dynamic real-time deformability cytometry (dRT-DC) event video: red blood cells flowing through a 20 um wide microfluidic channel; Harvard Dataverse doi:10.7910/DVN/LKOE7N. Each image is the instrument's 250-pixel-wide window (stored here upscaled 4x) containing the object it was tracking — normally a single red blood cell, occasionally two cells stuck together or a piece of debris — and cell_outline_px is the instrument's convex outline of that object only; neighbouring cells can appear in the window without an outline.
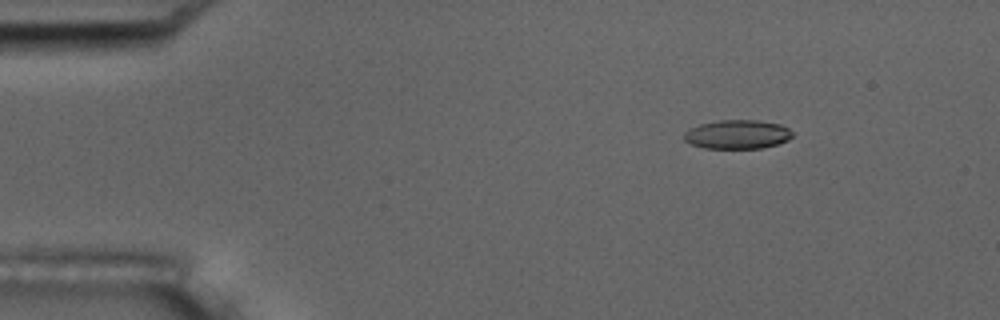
{"species": "common noctule bat (a hibernating species)", "species_latin": "Nyctalus noctula", "temperature_condition": "room temperature", "stored_images_in_passage": 7, "camera_frame_rate_fps": 3000, "um_per_image_px": 0.085, "animal": {"sex": "male", "body_mass_g": 17.5, "forearm_length_mm": 52.3}, "frame": {"image": 1, "passage_image": 2, "time_ms": 1.333, "image_size_px": [1000, 320], "cell_outline_px": [[796, 132], [788, 140], [776, 144], [760, 148], [704, 148], [692, 144], [684, 140], [684, 132], [688, 128], [700, 124], [720, 120], [756, 120], [780, 124]], "centroid_in_image_um": [62.68, 11.41], "position_along_channel_um": 22.3, "area_um2": 18.32}}
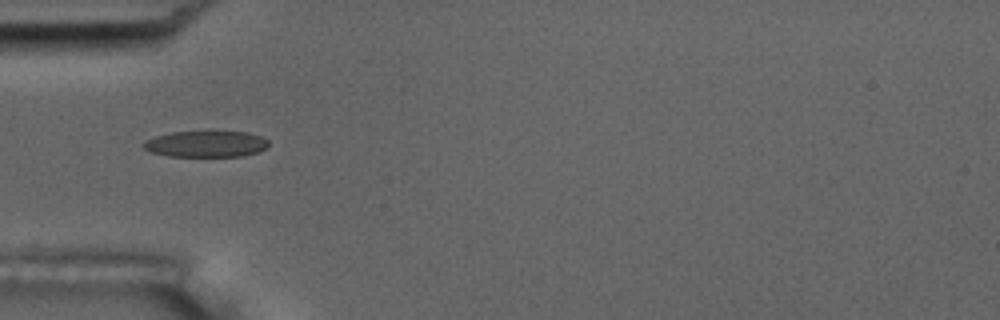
{"frame": {"image": 2, "passage_image": 5, "time_ms": 4.667, "image_size_px": [1000, 320], "cell_outline_px": [[268, 148], [260, 152], [240, 156], [168, 156], [152, 152], [144, 148], [140, 144], [156, 136], [172, 132], [248, 132], [260, 136], [268, 140]], "centroid_in_image_um": [17.55, 12.24], "position_along_channel_um": 67.5, "area_um2": 19.02}}